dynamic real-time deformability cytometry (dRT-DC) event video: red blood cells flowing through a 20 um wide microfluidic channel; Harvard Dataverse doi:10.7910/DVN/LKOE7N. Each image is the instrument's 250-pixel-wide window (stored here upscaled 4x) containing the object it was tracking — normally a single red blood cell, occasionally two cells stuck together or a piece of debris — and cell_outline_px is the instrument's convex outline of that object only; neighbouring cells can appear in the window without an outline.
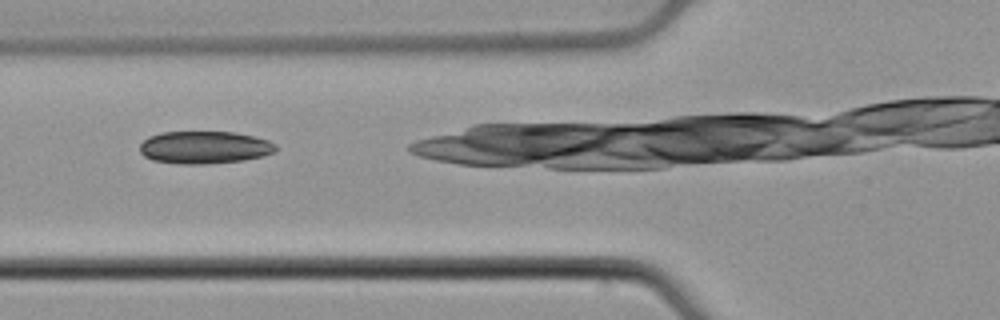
{"species": "common noctule bat (a hibernating species)", "species_latin": "Nyctalus noctula", "temperature_condition": "cold", "stored_images_in_passage": 33, "camera_frame_rate_fps": 3000, "um_per_image_px": 0.085, "animal": {"sex": "male", "body_mass_g": 21.5, "forearm_length_mm": 52.0}, "frame": {"image": 1, "passage_image": 4, "time_ms": 1.0, "image_size_px": [1000, 320], "cell_outline_px": [[276, 148], [272, 152], [260, 156], [244, 160], [204, 164], [180, 164], [152, 160], [144, 156], [140, 152], [140, 144], [148, 136], [160, 132], [236, 132], [268, 140], [276, 144]], "centroid_in_image_um": [17.33, 12.52], "position_along_channel_um": 108.5, "area_um2": 25.72}}
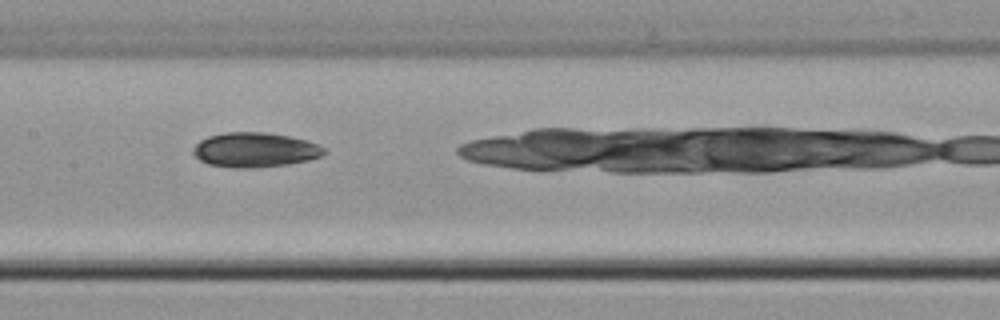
{"frame": {"image": 2, "passage_image": 10, "time_ms": 3.0, "image_size_px": [1000, 320], "cell_outline_px": [[328, 152], [320, 156], [308, 160], [288, 164], [244, 168], [236, 168], [208, 164], [200, 160], [192, 152], [192, 148], [200, 140], [208, 136], [224, 132], [264, 132], [288, 136], [304, 140], [316, 144], [324, 148]], "centroid_in_image_um": [21.63, 12.73], "position_along_channel_um": 185.8, "area_um2": 26.24}}
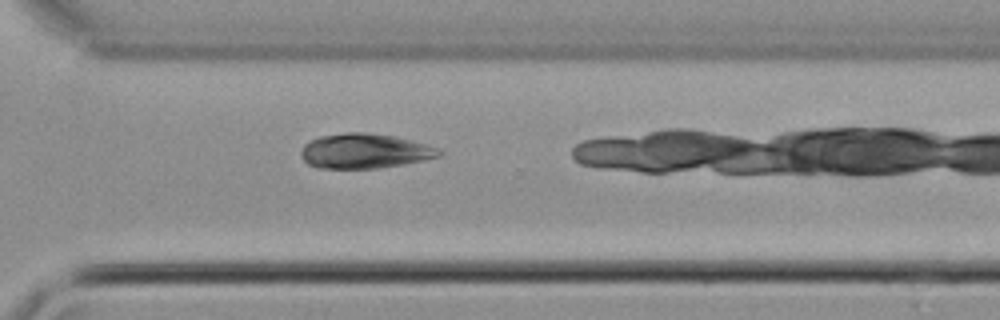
{"frame": {"image": 3, "passage_image": 22, "time_ms": 7.0, "image_size_px": [1000, 320], "cell_outline_px": [[444, 152], [440, 156], [380, 168], [316, 168], [308, 164], [300, 156], [300, 152], [304, 144], [308, 140], [320, 136], [344, 132], [364, 132], [392, 136], [424, 144], [436, 148]], "centroid_in_image_um": [30.9, 12.83], "position_along_channel_um": 339.7, "area_um2": 27.74}, "authors_computed_cell_mechanics": {"area_um2": 26.588, "velocity_mm_per_s": 3.8492, "shape_relaxation_time_tau1_ms": 9.2086, "shape_relaxation_time_tau2_ms": null, "deformation_change_tau1": 0.1223, "deformation_change_tau2": null}}